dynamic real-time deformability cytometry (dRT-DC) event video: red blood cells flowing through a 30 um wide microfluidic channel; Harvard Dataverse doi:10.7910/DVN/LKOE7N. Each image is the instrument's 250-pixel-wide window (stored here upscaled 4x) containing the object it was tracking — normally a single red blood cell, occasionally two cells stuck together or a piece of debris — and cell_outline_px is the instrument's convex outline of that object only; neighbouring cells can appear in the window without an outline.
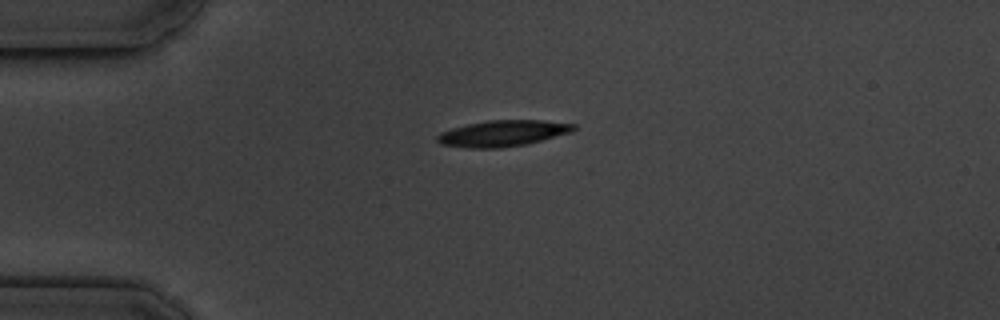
{"species": "common noctule bat (a hibernating species)", "species_latin": "Nyctalus noctula", "temperature_condition": "cold", "stored_images_in_passage": 3, "camera_frame_rate_fps": 3000, "um_per_image_px": 0.085, "animal": {"sex": "male", "body_mass_g": 19.5, "forearm_length_mm": 54.6}, "frame": {"image": 1, "passage_image": 1, "time_ms": 0.0, "image_size_px": [1000, 320], "cell_outline_px": [[576, 128], [572, 132], [528, 144], [500, 148], [468, 148], [440, 144], [436, 140], [436, 136], [440, 132], [452, 128], [468, 124], [488, 120], [544, 120], [576, 124]], "centroid_in_image_um": [42.74, 11.33], "position_along_channel_um": 42.3, "area_um2": 20.92}}